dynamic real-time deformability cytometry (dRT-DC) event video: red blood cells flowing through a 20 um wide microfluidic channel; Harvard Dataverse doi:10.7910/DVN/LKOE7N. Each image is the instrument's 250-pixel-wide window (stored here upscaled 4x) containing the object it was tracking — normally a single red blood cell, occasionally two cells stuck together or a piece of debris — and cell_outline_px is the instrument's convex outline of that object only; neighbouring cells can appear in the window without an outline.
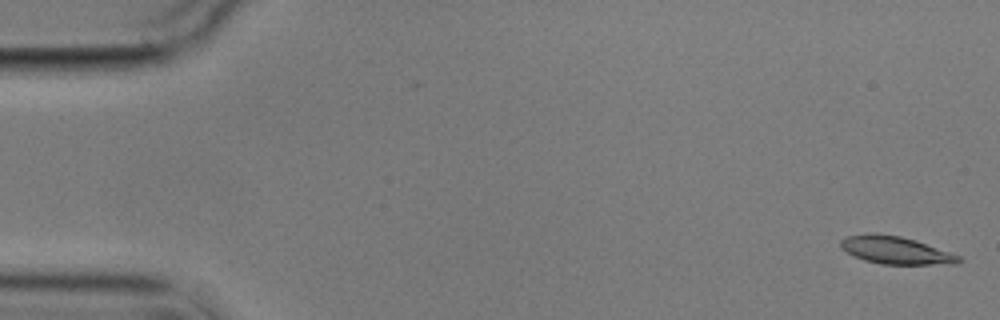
{"species": "common noctule bat (a hibernating species)", "species_latin": "Nyctalus noctula", "temperature_condition": "cold", "stored_images_in_passage": 4, "camera_frame_rate_fps": 3000, "um_per_image_px": 0.085, "animal": {"sex": "male", "body_mass_g": 17.9}, "frame": {"image": 1, "passage_image": 1, "time_ms": 0.0, "image_size_px": [1000, 320], "cell_outline_px": [[964, 260], [956, 264], [880, 264], [864, 260], [840, 248], [840, 240], [848, 236], [872, 232], [876, 232], [900, 236], [916, 240], [960, 256]], "centroid_in_image_um": [76.13, 21.26], "position_along_channel_um": 8.9, "area_um2": 19.02}}